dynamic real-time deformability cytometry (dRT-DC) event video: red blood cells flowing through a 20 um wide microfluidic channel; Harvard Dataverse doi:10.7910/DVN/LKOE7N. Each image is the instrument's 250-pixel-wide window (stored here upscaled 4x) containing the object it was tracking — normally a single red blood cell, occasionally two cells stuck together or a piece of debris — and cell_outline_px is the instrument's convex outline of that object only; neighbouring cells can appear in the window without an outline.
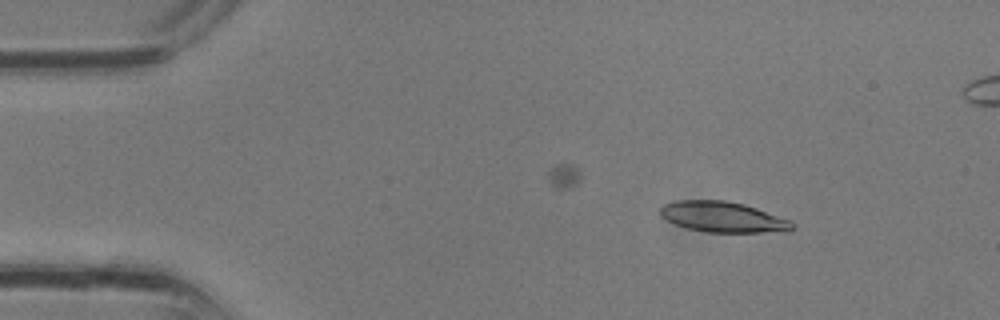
{"species": "common noctule bat (a hibernating species)", "species_latin": "Nyctalus noctula", "temperature_condition": "room temperature", "stored_images_in_passage": 8, "camera_frame_rate_fps": 3000, "um_per_image_px": 0.085, "animal": {"sex": "male", "body_mass_g": 13.3}, "frame": {"image": 1, "passage_image": 4, "time_ms": 1.0, "image_size_px": [1000, 320], "cell_outline_px": [[796, 228], [788, 232], [708, 232], [688, 228], [676, 224], [660, 216], [660, 208], [664, 204], [676, 200], [724, 200], [744, 204], [792, 220], [796, 224]], "centroid_in_image_um": [61.52, 18.45], "position_along_channel_um": 23.5, "area_um2": 23.7}}